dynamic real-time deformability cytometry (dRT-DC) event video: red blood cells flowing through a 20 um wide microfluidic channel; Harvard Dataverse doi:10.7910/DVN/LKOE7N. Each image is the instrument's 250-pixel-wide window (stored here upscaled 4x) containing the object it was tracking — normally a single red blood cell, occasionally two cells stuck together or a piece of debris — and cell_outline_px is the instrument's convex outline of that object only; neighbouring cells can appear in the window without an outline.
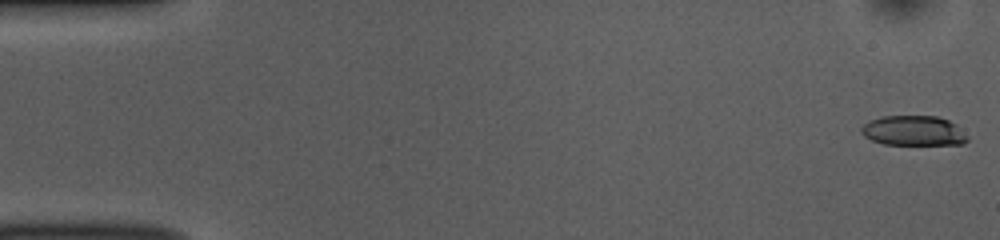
{"species": "common noctule bat (a hibernating species)", "species_latin": "Nyctalus noctula", "temperature_condition": "room temperature", "stored_images_in_passage": 51, "camera_frame_rate_fps": 3000, "um_per_image_px": 0.085, "animal": {"sex": "female", "body_mass_g": 10.0, "forearm_length_mm": 53.1}, "frame": {"image": 1, "passage_image": 1, "time_ms": 0.0, "image_size_px": [1000, 240], "cell_outline_px": [[968, 140], [964, 144], [884, 144], [872, 140], [864, 136], [860, 132], [860, 128], [868, 120], [880, 116], [936, 116], [948, 120], [956, 124], [968, 136]], "centroid_in_image_um": [77.63, 11.1], "position_along_channel_um": 7.4, "area_um2": 18.61}}
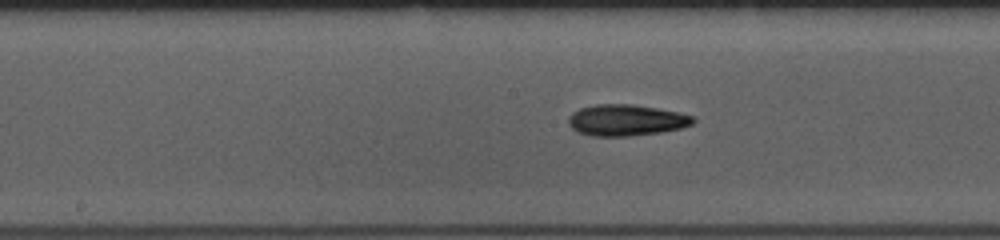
{"frame": {"image": 2, "passage_image": 26, "time_ms": 8.333, "image_size_px": [1000, 240], "cell_outline_px": [[696, 120], [692, 124], [680, 128], [660, 132], [628, 136], [592, 136], [576, 132], [568, 124], [568, 116], [572, 112], [580, 108], [596, 104], [632, 104], [656, 108], [676, 112], [692, 116]], "centroid_in_image_um": [53.16, 10.21], "position_along_channel_um": 195.0, "area_um2": 22.66}}
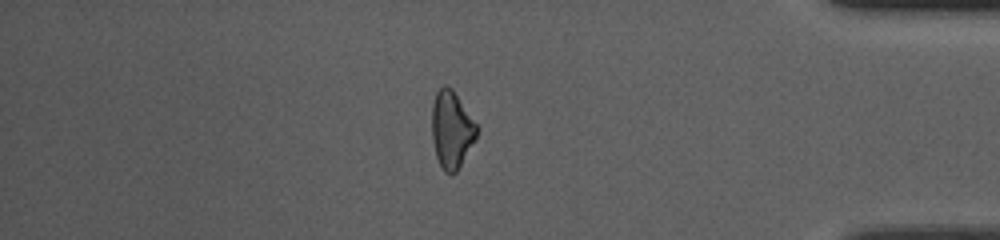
{"frame": {"image": 3, "passage_image": 44, "time_ms": 14.333, "image_size_px": [1000, 240], "cell_outline_px": [[480, 128], [476, 136], [456, 172], [452, 176], [444, 172], [436, 156], [432, 140], [432, 104], [436, 92], [444, 84], [452, 88]], "centroid_in_image_um": [38.38, 11.0], "position_along_channel_um": 396.8, "area_um2": 20.17}, "authors_computed_cell_mechanics": {"area_um2": 20.9236, "velocity_mm_per_s": 3.9071, "shape_relaxation_time_tau1_ms": 6.6357, "shape_relaxation_time_tau2_ms": 6.4498, "deformation_change_tau1": 0.1551, "deformation_change_tau2": 0.1744}}